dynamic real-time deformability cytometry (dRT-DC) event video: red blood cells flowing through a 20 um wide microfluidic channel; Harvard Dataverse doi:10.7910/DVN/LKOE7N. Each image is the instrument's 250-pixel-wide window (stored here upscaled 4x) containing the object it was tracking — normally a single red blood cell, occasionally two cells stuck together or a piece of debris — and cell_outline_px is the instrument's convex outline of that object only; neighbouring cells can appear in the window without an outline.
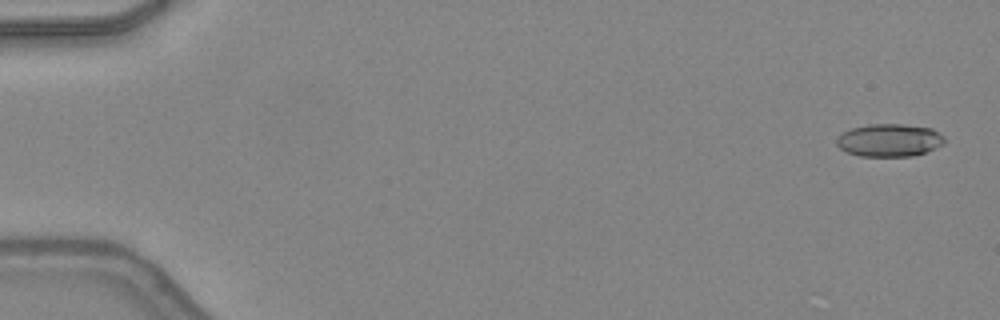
{"species": "common noctule bat (a hibernating species)", "species_latin": "Nyctalus noctula", "temperature_condition": "warm", "stored_images_in_passage": 48, "camera_frame_rate_fps": 3000, "um_per_image_px": 0.085, "animal": {"sex": "female", "body_mass_g": 24.6, "forearm_length_mm": 56.2}, "frame": {"image": 1, "passage_image": 2, "time_ms": 0.333, "image_size_px": [1000, 320], "cell_outline_px": [[944, 144], [924, 152], [912, 156], [860, 156], [848, 152], [840, 148], [836, 144], [836, 140], [844, 132], [852, 128], [868, 124], [904, 124], [932, 128], [944, 136]], "centroid_in_image_um": [75.61, 11.91], "position_along_channel_um": 9.4, "area_um2": 20.46}}
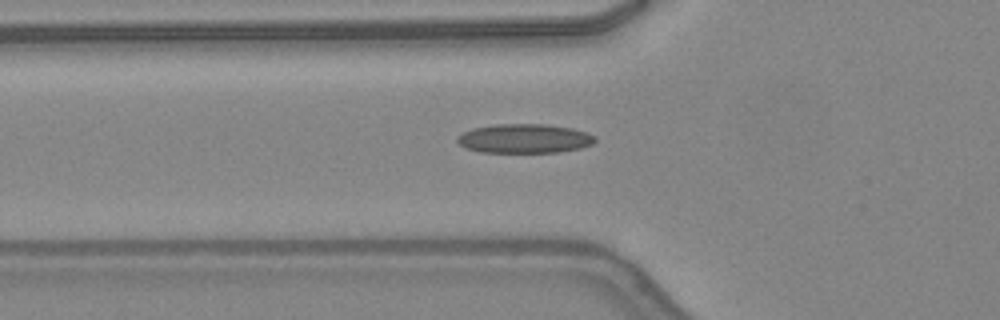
{"frame": {"image": 2, "passage_image": 18, "time_ms": 5.667, "image_size_px": [1000, 320], "cell_outline_px": [[596, 140], [592, 144], [580, 148], [556, 152], [480, 152], [464, 148], [456, 140], [456, 136], [472, 128], [496, 124], [544, 124], [572, 128], [588, 132], [596, 136]], "centroid_in_image_um": [44.57, 11.77], "position_along_channel_um": 81.2, "area_um2": 23.52}}
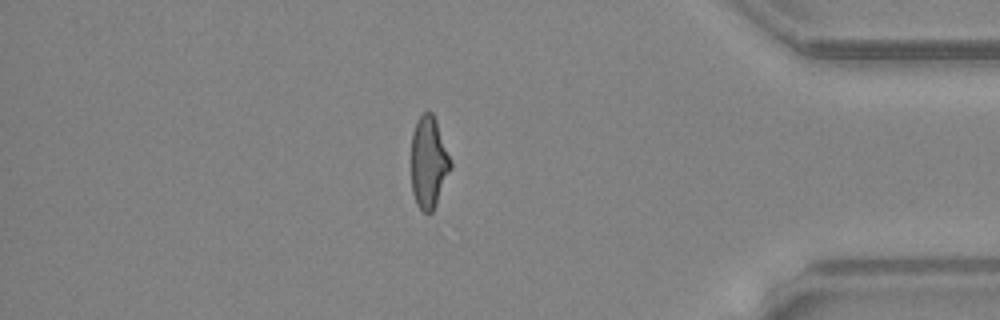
{"frame": {"image": 3, "passage_image": 42, "time_ms": 13.667, "image_size_px": [1000, 320], "cell_outline_px": [[452, 168], [436, 204], [432, 212], [424, 212], [416, 204], [412, 192], [412, 132], [416, 120], [424, 112], [432, 112], [436, 120], [452, 160]], "centroid_in_image_um": [36.45, 13.79], "position_along_channel_um": 398.7, "area_um2": 21.15}, "authors_computed_cell_mechanics": {"area_um2": 21.5305, "velocity_mm_per_s": 4.3583, "shape_relaxation_time_tau1_ms": 10.1294, "shape_relaxation_time_tau2_ms": 1.4672, "deformation_change_tau1": 0.2784, "deformation_change_tau2": 0.0961}}